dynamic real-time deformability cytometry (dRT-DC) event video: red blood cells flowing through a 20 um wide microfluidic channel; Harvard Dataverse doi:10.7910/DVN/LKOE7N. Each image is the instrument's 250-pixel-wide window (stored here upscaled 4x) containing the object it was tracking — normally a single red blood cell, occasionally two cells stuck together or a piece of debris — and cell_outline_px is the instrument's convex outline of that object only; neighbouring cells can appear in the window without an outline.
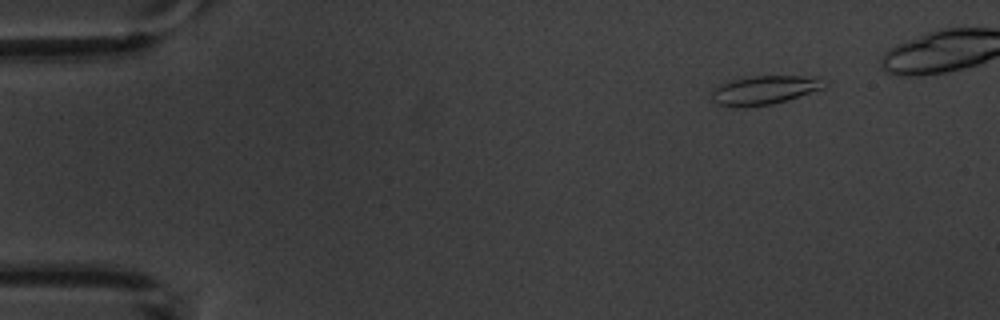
{"species": "common noctule bat (a hibernating species)", "species_latin": "Nyctalus noctula", "temperature_condition": "warm", "stored_images_in_passage": 5, "camera_frame_rate_fps": 3000, "um_per_image_px": 0.085, "animal": {"sex": "male", "body_mass_g": 20.1, "forearm_length_mm": 53.5}, "frame": {"image": 1, "passage_image": 2, "time_ms": 1.333, "image_size_px": [1000, 320], "cell_outline_px": [[832, 80], [824, 88], [788, 100], [772, 104], [736, 108], [716, 104], [712, 100], [712, 88], [720, 84], [752, 76], [804, 76]], "centroid_in_image_um": [65.01, 7.66], "position_along_channel_um": 20.0, "area_um2": 19.13}}